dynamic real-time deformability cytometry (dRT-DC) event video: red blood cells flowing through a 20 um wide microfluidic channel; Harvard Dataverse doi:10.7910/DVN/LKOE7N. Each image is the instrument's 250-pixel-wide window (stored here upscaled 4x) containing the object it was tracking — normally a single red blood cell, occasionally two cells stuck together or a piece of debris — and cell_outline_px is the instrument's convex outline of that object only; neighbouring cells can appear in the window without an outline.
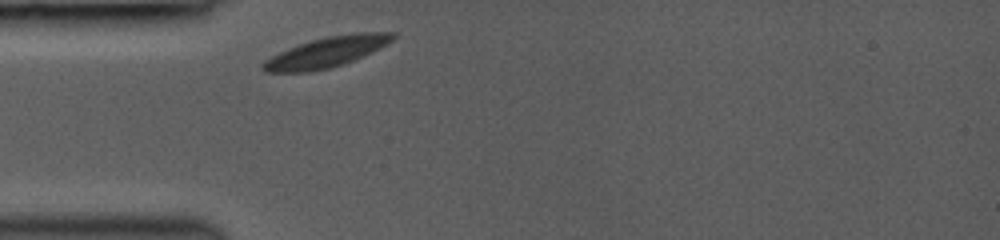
{"species": "common noctule bat (a hibernating species)", "species_latin": "Nyctalus noctula", "temperature_condition": "room temperature", "stored_images_in_passage": 1, "camera_frame_rate_fps": 3000, "um_per_image_px": 0.085, "animal": {"sex": "female", "body_mass_g": 19.0, "forearm_length_mm": 53.3}, "frame": {"image": 1, "passage_image": 1, "time_ms": 0.0, "image_size_px": [1000, 240], "cell_outline_px": [[396, 36], [392, 40], [380, 48], [344, 64], [312, 72], [264, 72], [260, 68], [260, 64], [264, 60], [288, 48], [312, 40], [328, 36], [356, 32], [396, 32]], "centroid_in_image_um": [27.74, 4.43], "position_along_channel_um": 57.3, "area_um2": 22.89}}